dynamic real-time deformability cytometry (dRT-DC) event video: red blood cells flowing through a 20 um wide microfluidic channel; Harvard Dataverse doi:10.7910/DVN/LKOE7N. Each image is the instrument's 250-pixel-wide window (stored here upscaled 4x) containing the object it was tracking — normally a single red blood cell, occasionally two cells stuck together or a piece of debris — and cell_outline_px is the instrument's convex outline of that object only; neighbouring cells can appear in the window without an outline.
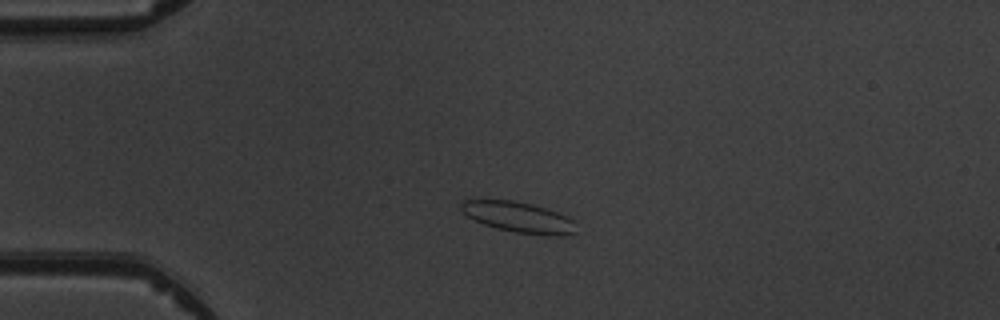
{"species": "common noctule bat (a hibernating species)", "species_latin": "Nyctalus noctula", "temperature_condition": "warm", "stored_images_in_passage": 4, "camera_frame_rate_fps": 3000, "um_per_image_px": 0.085, "animal": {"sex": "male", "body_mass_g": 19.5, "forearm_length_mm": 54.6}, "frame": {"image": 1, "passage_image": 3, "time_ms": 3.333, "image_size_px": [1000, 320], "cell_outline_px": [[576, 232], [564, 236], [544, 236], [516, 232], [496, 228], [484, 224], [468, 216], [460, 208], [460, 204], [464, 200], [476, 196], [512, 200], [532, 204], [568, 216], [572, 220]], "centroid_in_image_um": [44.0, 18.42], "position_along_channel_um": 41.0, "area_um2": 21.1}}